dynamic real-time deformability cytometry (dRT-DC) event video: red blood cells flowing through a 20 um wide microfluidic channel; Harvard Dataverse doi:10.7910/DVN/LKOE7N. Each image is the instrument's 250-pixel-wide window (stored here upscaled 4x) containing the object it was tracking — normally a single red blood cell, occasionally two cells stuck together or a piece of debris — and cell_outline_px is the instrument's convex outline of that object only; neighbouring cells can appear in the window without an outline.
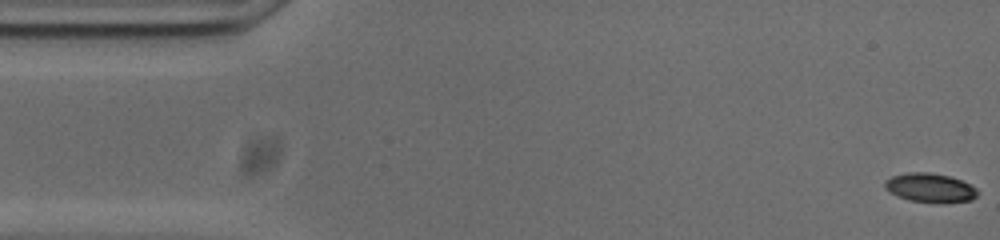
{"species": "common noctule bat (a hibernating species)", "species_latin": "Nyctalus noctula", "temperature_condition": "cold", "stored_images_in_passage": 54, "camera_frame_rate_fps": 3000, "um_per_image_px": 0.085, "animal": {"sex": "male", "body_mass_g": 20.0, "forearm_length_mm": 53.3}, "frame": {"image": 1, "passage_image": 1, "time_ms": 0.0, "image_size_px": [1000, 240], "cell_outline_px": [[980, 192], [972, 200], [944, 204], [908, 200], [896, 196], [884, 188], [884, 180], [892, 176], [908, 172], [928, 172], [952, 176], [976, 188]], "centroid_in_image_um": [79.06, 15.97], "position_along_channel_um": 5.9, "area_um2": 16.07}}
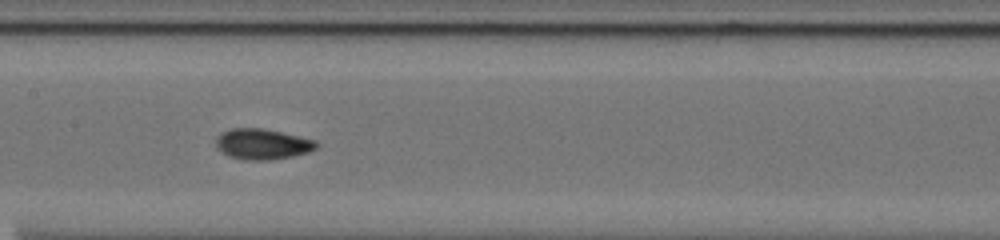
{"frame": {"image": 2, "passage_image": 25, "time_ms": 8.0, "image_size_px": [1000, 240], "cell_outline_px": [[320, 144], [316, 148], [308, 152], [292, 156], [272, 160], [244, 160], [228, 156], [216, 148], [216, 136], [220, 132], [232, 128], [260, 128], [280, 132], [316, 140]], "centroid_in_image_um": [22.27, 12.25], "position_along_channel_um": 185.1, "area_um2": 18.03}}
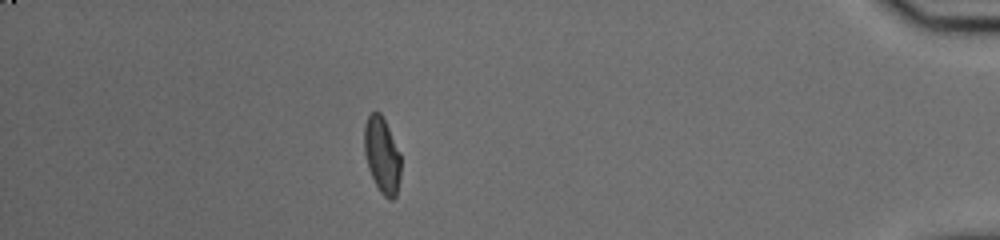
{"frame": {"image": 3, "passage_image": 47, "time_ms": 15.333, "image_size_px": [1000, 240], "cell_outline_px": [[400, 176], [396, 196], [392, 200], [388, 200], [380, 192], [368, 168], [364, 152], [364, 124], [368, 116], [372, 112], [380, 112], [400, 152]], "centroid_in_image_um": [32.46, 13.2], "position_along_channel_um": 402.7, "area_um2": 16.13}, "authors_computed_cell_mechanics": {"area_um2": 16.5886, "velocity_mm_per_s": 3.7458, "shape_relaxation_time_tau1_ms": 5.3965, "shape_relaxation_time_tau2_ms": 2.3389, "deformation_change_tau1": 0.1334, "deformation_change_tau2": 0.0691}}